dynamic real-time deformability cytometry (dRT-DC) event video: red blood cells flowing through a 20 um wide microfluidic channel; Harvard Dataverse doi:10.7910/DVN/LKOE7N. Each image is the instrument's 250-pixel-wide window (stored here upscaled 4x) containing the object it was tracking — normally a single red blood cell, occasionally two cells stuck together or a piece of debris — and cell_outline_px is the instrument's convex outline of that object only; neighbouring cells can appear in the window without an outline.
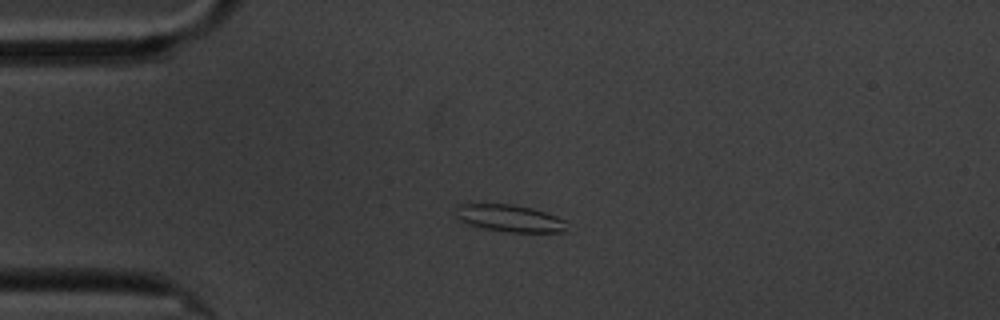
{"species": "common noctule bat (a hibernating species)", "species_latin": "Nyctalus noctula", "temperature_condition": "cold", "stored_images_in_passage": 6, "camera_frame_rate_fps": 3000, "um_per_image_px": 0.085, "animal": {"sex": "male", "body_mass_g": 20.1, "forearm_length_mm": 53.5}, "frame": {"image": 1, "passage_image": 4, "time_ms": 3.333, "image_size_px": [1000, 320], "cell_outline_px": [[564, 232], [504, 232], [484, 228], [468, 224], [460, 220], [456, 216], [460, 204], [512, 204], [532, 208], [556, 216], [564, 220]], "centroid_in_image_um": [43.31, 18.56], "position_along_channel_um": 41.7, "area_um2": 17.22}}
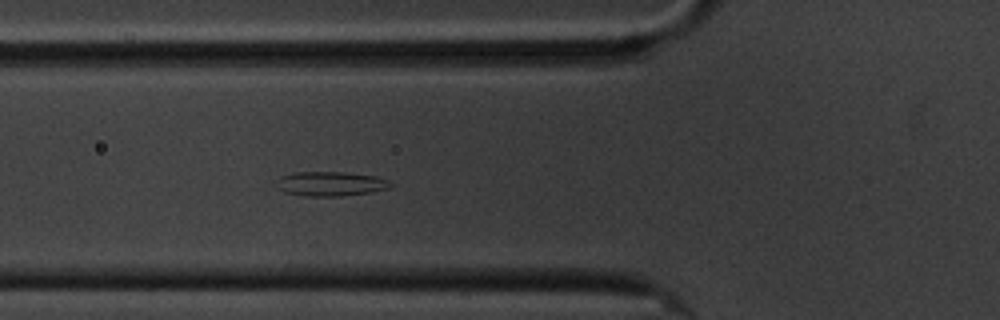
{"frame": {"image": 2, "passage_image": 6, "time_ms": 5.667, "image_size_px": [1000, 320], "cell_outline_px": [[392, 184], [388, 188], [372, 192], [340, 196], [304, 196], [284, 192], [276, 188], [276, 180], [280, 176], [296, 172], [344, 172], [376, 176], [388, 180]], "centroid_in_image_um": [28.05, 15.62], "position_along_channel_um": 97.7, "area_um2": 16.36}}